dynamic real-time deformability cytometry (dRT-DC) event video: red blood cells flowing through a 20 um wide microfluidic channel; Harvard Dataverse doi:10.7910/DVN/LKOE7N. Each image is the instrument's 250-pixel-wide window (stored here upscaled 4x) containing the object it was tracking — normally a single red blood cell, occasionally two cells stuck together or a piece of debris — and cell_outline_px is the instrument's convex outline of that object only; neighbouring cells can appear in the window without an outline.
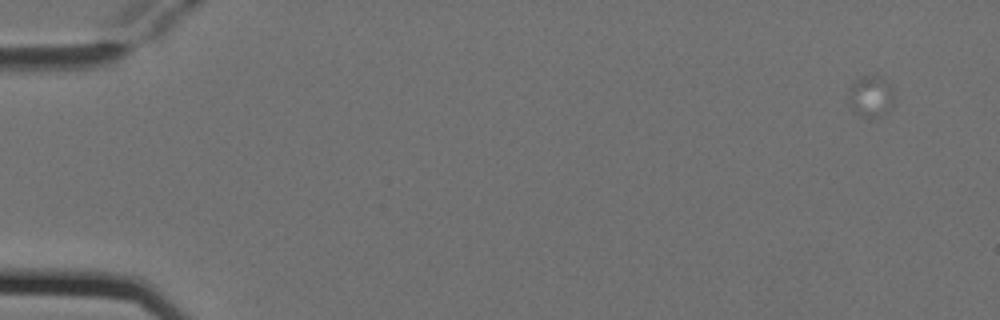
{"species": "Egyptian fruit bat (a non-hibernating species)", "species_latin": "Rousettus aegyptiacus", "temperature_condition": "cold", "stored_images_in_passage": 3, "camera_frame_rate_fps": 3000, "um_per_image_px": 0.085, "animal": {"sex": "female"}, "frame": {"image": 1, "passage_image": 3, "time_ms": 0.667, "image_size_px": [1000, 320], "cell_outline_px": [[892, 104], [880, 116], [872, 120], [868, 120], [860, 116], [852, 108], [848, 100], [848, 96], [852, 84], [860, 76], [876, 72], [892, 88]], "centroid_in_image_um": [73.98, 8.17], "position_along_channel_um": 11.0, "area_um2": 11.1}}